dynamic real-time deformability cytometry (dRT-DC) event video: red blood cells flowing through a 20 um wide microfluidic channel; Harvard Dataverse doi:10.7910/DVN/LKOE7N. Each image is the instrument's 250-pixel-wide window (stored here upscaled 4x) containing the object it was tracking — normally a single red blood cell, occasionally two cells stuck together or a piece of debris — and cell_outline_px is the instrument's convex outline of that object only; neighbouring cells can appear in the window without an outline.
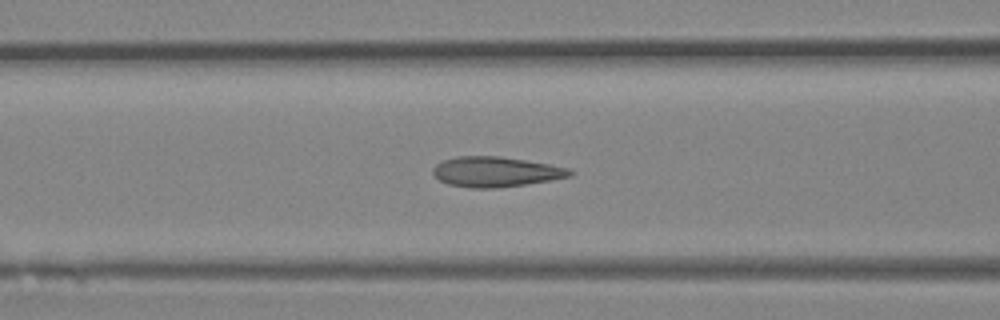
{"species": "Egyptian fruit bat (a non-hibernating species)", "species_latin": "Rousettus aegyptiacus", "temperature_condition": "room temperature", "stored_images_in_passage": 27, "camera_frame_rate_fps": 3000, "um_per_image_px": 0.085, "animal": {"sex": "female"}, "frame": {"image": 1, "passage_image": 4, "time_ms": 1.0, "image_size_px": [1000, 320], "cell_outline_px": [[576, 172], [572, 176], [524, 184], [496, 188], [472, 188], [448, 184], [440, 180], [432, 172], [432, 168], [436, 164], [444, 160], [456, 156], [500, 156], [548, 164], [568, 168]], "centroid_in_image_um": [42.12, 14.6], "position_along_channel_um": 124.5, "area_um2": 23.87}}
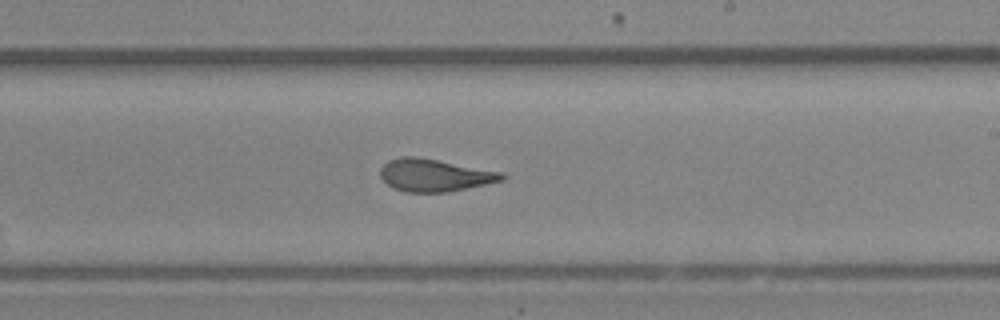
{"frame": {"image": 2, "passage_image": 11, "time_ms": 3.333, "image_size_px": [1000, 320], "cell_outline_px": [[508, 176], [504, 180], [448, 192], [404, 192], [392, 188], [380, 176], [380, 168], [388, 160], [404, 156], [420, 156], [504, 172]], "centroid_in_image_um": [36.96, 14.88], "position_along_channel_um": 252.0, "area_um2": 23.35}}
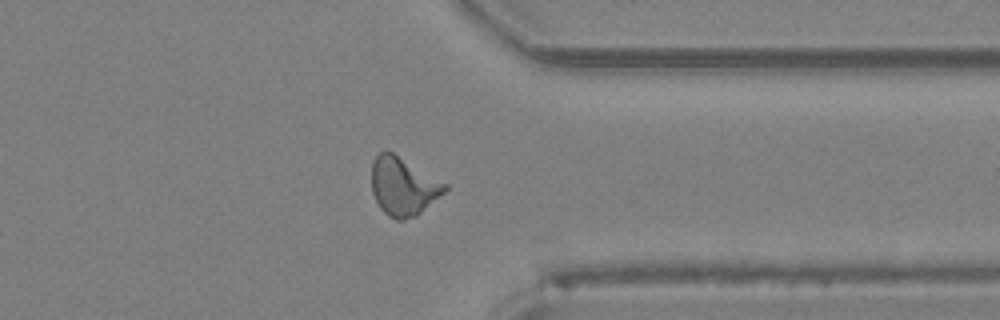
{"frame": {"image": 3, "passage_image": 18, "time_ms": 5.667, "image_size_px": [1000, 320], "cell_outline_px": [[448, 188], [444, 192], [416, 216], [404, 220], [396, 220], [388, 216], [380, 208], [372, 192], [372, 160], [380, 152], [392, 152], [448, 184]], "centroid_in_image_um": [34.26, 15.85], "position_along_channel_um": 377.1, "area_um2": 24.62}}